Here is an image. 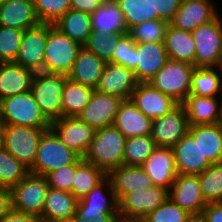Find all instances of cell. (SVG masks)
Segmentation results:
<instances>
[{
    "label": "cell",
    "instance_id": "obj_29",
    "mask_svg": "<svg viewBox=\"0 0 222 222\" xmlns=\"http://www.w3.org/2000/svg\"><path fill=\"white\" fill-rule=\"evenodd\" d=\"M32 80L28 69L14 62L0 64V101L30 90Z\"/></svg>",
    "mask_w": 222,
    "mask_h": 222
},
{
    "label": "cell",
    "instance_id": "obj_26",
    "mask_svg": "<svg viewBox=\"0 0 222 222\" xmlns=\"http://www.w3.org/2000/svg\"><path fill=\"white\" fill-rule=\"evenodd\" d=\"M78 201L71 192L49 188L40 220L70 222L76 213Z\"/></svg>",
    "mask_w": 222,
    "mask_h": 222
},
{
    "label": "cell",
    "instance_id": "obj_9",
    "mask_svg": "<svg viewBox=\"0 0 222 222\" xmlns=\"http://www.w3.org/2000/svg\"><path fill=\"white\" fill-rule=\"evenodd\" d=\"M168 198L169 190L156 185H152L149 189L127 193L118 201V217L142 220Z\"/></svg>",
    "mask_w": 222,
    "mask_h": 222
},
{
    "label": "cell",
    "instance_id": "obj_59",
    "mask_svg": "<svg viewBox=\"0 0 222 222\" xmlns=\"http://www.w3.org/2000/svg\"><path fill=\"white\" fill-rule=\"evenodd\" d=\"M219 124L221 125L222 127V107H221V116H220V121H219Z\"/></svg>",
    "mask_w": 222,
    "mask_h": 222
},
{
    "label": "cell",
    "instance_id": "obj_56",
    "mask_svg": "<svg viewBox=\"0 0 222 222\" xmlns=\"http://www.w3.org/2000/svg\"><path fill=\"white\" fill-rule=\"evenodd\" d=\"M4 128L5 124L0 119V149L4 146Z\"/></svg>",
    "mask_w": 222,
    "mask_h": 222
},
{
    "label": "cell",
    "instance_id": "obj_13",
    "mask_svg": "<svg viewBox=\"0 0 222 222\" xmlns=\"http://www.w3.org/2000/svg\"><path fill=\"white\" fill-rule=\"evenodd\" d=\"M124 99L93 90L89 103L77 116L95 130L113 126L120 104Z\"/></svg>",
    "mask_w": 222,
    "mask_h": 222
},
{
    "label": "cell",
    "instance_id": "obj_50",
    "mask_svg": "<svg viewBox=\"0 0 222 222\" xmlns=\"http://www.w3.org/2000/svg\"><path fill=\"white\" fill-rule=\"evenodd\" d=\"M27 69L32 82L44 80L55 74L45 60L38 61L29 66Z\"/></svg>",
    "mask_w": 222,
    "mask_h": 222
},
{
    "label": "cell",
    "instance_id": "obj_39",
    "mask_svg": "<svg viewBox=\"0 0 222 222\" xmlns=\"http://www.w3.org/2000/svg\"><path fill=\"white\" fill-rule=\"evenodd\" d=\"M168 24L165 20H151L131 27L128 34L135 43L164 42Z\"/></svg>",
    "mask_w": 222,
    "mask_h": 222
},
{
    "label": "cell",
    "instance_id": "obj_57",
    "mask_svg": "<svg viewBox=\"0 0 222 222\" xmlns=\"http://www.w3.org/2000/svg\"><path fill=\"white\" fill-rule=\"evenodd\" d=\"M117 222H144L143 220L139 219H118Z\"/></svg>",
    "mask_w": 222,
    "mask_h": 222
},
{
    "label": "cell",
    "instance_id": "obj_6",
    "mask_svg": "<svg viewBox=\"0 0 222 222\" xmlns=\"http://www.w3.org/2000/svg\"><path fill=\"white\" fill-rule=\"evenodd\" d=\"M47 129L49 128L5 125L3 147L30 169L34 164L41 136Z\"/></svg>",
    "mask_w": 222,
    "mask_h": 222
},
{
    "label": "cell",
    "instance_id": "obj_1",
    "mask_svg": "<svg viewBox=\"0 0 222 222\" xmlns=\"http://www.w3.org/2000/svg\"><path fill=\"white\" fill-rule=\"evenodd\" d=\"M126 137L113 125L97 129L83 159L106 175L123 165Z\"/></svg>",
    "mask_w": 222,
    "mask_h": 222
},
{
    "label": "cell",
    "instance_id": "obj_20",
    "mask_svg": "<svg viewBox=\"0 0 222 222\" xmlns=\"http://www.w3.org/2000/svg\"><path fill=\"white\" fill-rule=\"evenodd\" d=\"M152 182V185L161 186L168 190L176 179L174 151L170 147H156L146 161L141 165Z\"/></svg>",
    "mask_w": 222,
    "mask_h": 222
},
{
    "label": "cell",
    "instance_id": "obj_14",
    "mask_svg": "<svg viewBox=\"0 0 222 222\" xmlns=\"http://www.w3.org/2000/svg\"><path fill=\"white\" fill-rule=\"evenodd\" d=\"M169 198L189 214L202 213L208 202L201 191L198 175L177 174Z\"/></svg>",
    "mask_w": 222,
    "mask_h": 222
},
{
    "label": "cell",
    "instance_id": "obj_34",
    "mask_svg": "<svg viewBox=\"0 0 222 222\" xmlns=\"http://www.w3.org/2000/svg\"><path fill=\"white\" fill-rule=\"evenodd\" d=\"M93 90L67 78L62 93V117H77L89 103Z\"/></svg>",
    "mask_w": 222,
    "mask_h": 222
},
{
    "label": "cell",
    "instance_id": "obj_37",
    "mask_svg": "<svg viewBox=\"0 0 222 222\" xmlns=\"http://www.w3.org/2000/svg\"><path fill=\"white\" fill-rule=\"evenodd\" d=\"M156 147L151 135L126 138L123 165L141 166Z\"/></svg>",
    "mask_w": 222,
    "mask_h": 222
},
{
    "label": "cell",
    "instance_id": "obj_55",
    "mask_svg": "<svg viewBox=\"0 0 222 222\" xmlns=\"http://www.w3.org/2000/svg\"><path fill=\"white\" fill-rule=\"evenodd\" d=\"M186 222H208L203 213L190 214Z\"/></svg>",
    "mask_w": 222,
    "mask_h": 222
},
{
    "label": "cell",
    "instance_id": "obj_25",
    "mask_svg": "<svg viewBox=\"0 0 222 222\" xmlns=\"http://www.w3.org/2000/svg\"><path fill=\"white\" fill-rule=\"evenodd\" d=\"M218 99V97L189 95L182 103L186 110L189 126L219 123L222 97Z\"/></svg>",
    "mask_w": 222,
    "mask_h": 222
},
{
    "label": "cell",
    "instance_id": "obj_36",
    "mask_svg": "<svg viewBox=\"0 0 222 222\" xmlns=\"http://www.w3.org/2000/svg\"><path fill=\"white\" fill-rule=\"evenodd\" d=\"M29 173L27 166L18 161L4 147L0 149V188L12 189Z\"/></svg>",
    "mask_w": 222,
    "mask_h": 222
},
{
    "label": "cell",
    "instance_id": "obj_5",
    "mask_svg": "<svg viewBox=\"0 0 222 222\" xmlns=\"http://www.w3.org/2000/svg\"><path fill=\"white\" fill-rule=\"evenodd\" d=\"M49 188L46 176L29 173L11 189L12 210L41 218Z\"/></svg>",
    "mask_w": 222,
    "mask_h": 222
},
{
    "label": "cell",
    "instance_id": "obj_4",
    "mask_svg": "<svg viewBox=\"0 0 222 222\" xmlns=\"http://www.w3.org/2000/svg\"><path fill=\"white\" fill-rule=\"evenodd\" d=\"M194 68L190 63L168 59L149 83L182 104L190 94Z\"/></svg>",
    "mask_w": 222,
    "mask_h": 222
},
{
    "label": "cell",
    "instance_id": "obj_46",
    "mask_svg": "<svg viewBox=\"0 0 222 222\" xmlns=\"http://www.w3.org/2000/svg\"><path fill=\"white\" fill-rule=\"evenodd\" d=\"M189 215L186 210L168 198L142 220L144 222H186Z\"/></svg>",
    "mask_w": 222,
    "mask_h": 222
},
{
    "label": "cell",
    "instance_id": "obj_32",
    "mask_svg": "<svg viewBox=\"0 0 222 222\" xmlns=\"http://www.w3.org/2000/svg\"><path fill=\"white\" fill-rule=\"evenodd\" d=\"M218 70L216 66L195 67L191 74L189 95L218 97L220 94L222 97V72Z\"/></svg>",
    "mask_w": 222,
    "mask_h": 222
},
{
    "label": "cell",
    "instance_id": "obj_15",
    "mask_svg": "<svg viewBox=\"0 0 222 222\" xmlns=\"http://www.w3.org/2000/svg\"><path fill=\"white\" fill-rule=\"evenodd\" d=\"M130 99L151 120L170 113L179 105L171 96L163 94L150 83H138Z\"/></svg>",
    "mask_w": 222,
    "mask_h": 222
},
{
    "label": "cell",
    "instance_id": "obj_54",
    "mask_svg": "<svg viewBox=\"0 0 222 222\" xmlns=\"http://www.w3.org/2000/svg\"><path fill=\"white\" fill-rule=\"evenodd\" d=\"M12 209L11 189L0 188V220Z\"/></svg>",
    "mask_w": 222,
    "mask_h": 222
},
{
    "label": "cell",
    "instance_id": "obj_24",
    "mask_svg": "<svg viewBox=\"0 0 222 222\" xmlns=\"http://www.w3.org/2000/svg\"><path fill=\"white\" fill-rule=\"evenodd\" d=\"M114 126L126 137L151 135L152 120L145 116L131 99L123 100Z\"/></svg>",
    "mask_w": 222,
    "mask_h": 222
},
{
    "label": "cell",
    "instance_id": "obj_38",
    "mask_svg": "<svg viewBox=\"0 0 222 222\" xmlns=\"http://www.w3.org/2000/svg\"><path fill=\"white\" fill-rule=\"evenodd\" d=\"M198 177L205 200L208 203L222 202V162L212 163Z\"/></svg>",
    "mask_w": 222,
    "mask_h": 222
},
{
    "label": "cell",
    "instance_id": "obj_18",
    "mask_svg": "<svg viewBox=\"0 0 222 222\" xmlns=\"http://www.w3.org/2000/svg\"><path fill=\"white\" fill-rule=\"evenodd\" d=\"M168 60L164 42L135 43V69L139 83H149Z\"/></svg>",
    "mask_w": 222,
    "mask_h": 222
},
{
    "label": "cell",
    "instance_id": "obj_45",
    "mask_svg": "<svg viewBox=\"0 0 222 222\" xmlns=\"http://www.w3.org/2000/svg\"><path fill=\"white\" fill-rule=\"evenodd\" d=\"M71 0H33L36 15L41 23L54 24L70 10Z\"/></svg>",
    "mask_w": 222,
    "mask_h": 222
},
{
    "label": "cell",
    "instance_id": "obj_49",
    "mask_svg": "<svg viewBox=\"0 0 222 222\" xmlns=\"http://www.w3.org/2000/svg\"><path fill=\"white\" fill-rule=\"evenodd\" d=\"M75 177V163L52 171L46 175L50 188L71 192Z\"/></svg>",
    "mask_w": 222,
    "mask_h": 222
},
{
    "label": "cell",
    "instance_id": "obj_51",
    "mask_svg": "<svg viewBox=\"0 0 222 222\" xmlns=\"http://www.w3.org/2000/svg\"><path fill=\"white\" fill-rule=\"evenodd\" d=\"M106 0H71L70 9L92 14L97 10Z\"/></svg>",
    "mask_w": 222,
    "mask_h": 222
},
{
    "label": "cell",
    "instance_id": "obj_47",
    "mask_svg": "<svg viewBox=\"0 0 222 222\" xmlns=\"http://www.w3.org/2000/svg\"><path fill=\"white\" fill-rule=\"evenodd\" d=\"M108 62L135 69V42L128 33L120 35L119 45Z\"/></svg>",
    "mask_w": 222,
    "mask_h": 222
},
{
    "label": "cell",
    "instance_id": "obj_31",
    "mask_svg": "<svg viewBox=\"0 0 222 222\" xmlns=\"http://www.w3.org/2000/svg\"><path fill=\"white\" fill-rule=\"evenodd\" d=\"M188 132L198 140L203 155L211 163L222 162V127L219 123L189 126Z\"/></svg>",
    "mask_w": 222,
    "mask_h": 222
},
{
    "label": "cell",
    "instance_id": "obj_7",
    "mask_svg": "<svg viewBox=\"0 0 222 222\" xmlns=\"http://www.w3.org/2000/svg\"><path fill=\"white\" fill-rule=\"evenodd\" d=\"M82 45L64 35L53 24L48 23L44 60L54 73L68 76Z\"/></svg>",
    "mask_w": 222,
    "mask_h": 222
},
{
    "label": "cell",
    "instance_id": "obj_53",
    "mask_svg": "<svg viewBox=\"0 0 222 222\" xmlns=\"http://www.w3.org/2000/svg\"><path fill=\"white\" fill-rule=\"evenodd\" d=\"M40 220L39 217L17 212L15 210H10L1 220L0 222H38Z\"/></svg>",
    "mask_w": 222,
    "mask_h": 222
},
{
    "label": "cell",
    "instance_id": "obj_40",
    "mask_svg": "<svg viewBox=\"0 0 222 222\" xmlns=\"http://www.w3.org/2000/svg\"><path fill=\"white\" fill-rule=\"evenodd\" d=\"M119 42L120 35H104L101 30H91L90 36L83 46L97 57L108 62Z\"/></svg>",
    "mask_w": 222,
    "mask_h": 222
},
{
    "label": "cell",
    "instance_id": "obj_23",
    "mask_svg": "<svg viewBox=\"0 0 222 222\" xmlns=\"http://www.w3.org/2000/svg\"><path fill=\"white\" fill-rule=\"evenodd\" d=\"M47 38L48 23H40L24 30L20 49L14 63L28 68L36 62L44 60Z\"/></svg>",
    "mask_w": 222,
    "mask_h": 222
},
{
    "label": "cell",
    "instance_id": "obj_11",
    "mask_svg": "<svg viewBox=\"0 0 222 222\" xmlns=\"http://www.w3.org/2000/svg\"><path fill=\"white\" fill-rule=\"evenodd\" d=\"M68 76L54 74L38 82H32L30 91L41 112L50 121L62 117V93Z\"/></svg>",
    "mask_w": 222,
    "mask_h": 222
},
{
    "label": "cell",
    "instance_id": "obj_22",
    "mask_svg": "<svg viewBox=\"0 0 222 222\" xmlns=\"http://www.w3.org/2000/svg\"><path fill=\"white\" fill-rule=\"evenodd\" d=\"M40 23L33 0H8L0 3V26L26 30Z\"/></svg>",
    "mask_w": 222,
    "mask_h": 222
},
{
    "label": "cell",
    "instance_id": "obj_48",
    "mask_svg": "<svg viewBox=\"0 0 222 222\" xmlns=\"http://www.w3.org/2000/svg\"><path fill=\"white\" fill-rule=\"evenodd\" d=\"M150 21L165 20L170 23L178 11L182 0H149Z\"/></svg>",
    "mask_w": 222,
    "mask_h": 222
},
{
    "label": "cell",
    "instance_id": "obj_44",
    "mask_svg": "<svg viewBox=\"0 0 222 222\" xmlns=\"http://www.w3.org/2000/svg\"><path fill=\"white\" fill-rule=\"evenodd\" d=\"M24 30L0 26V63L15 62Z\"/></svg>",
    "mask_w": 222,
    "mask_h": 222
},
{
    "label": "cell",
    "instance_id": "obj_43",
    "mask_svg": "<svg viewBox=\"0 0 222 222\" xmlns=\"http://www.w3.org/2000/svg\"><path fill=\"white\" fill-rule=\"evenodd\" d=\"M118 219V208L90 207L80 199L70 222H117Z\"/></svg>",
    "mask_w": 222,
    "mask_h": 222
},
{
    "label": "cell",
    "instance_id": "obj_58",
    "mask_svg": "<svg viewBox=\"0 0 222 222\" xmlns=\"http://www.w3.org/2000/svg\"><path fill=\"white\" fill-rule=\"evenodd\" d=\"M216 67L222 72V50L220 52V57H219Z\"/></svg>",
    "mask_w": 222,
    "mask_h": 222
},
{
    "label": "cell",
    "instance_id": "obj_27",
    "mask_svg": "<svg viewBox=\"0 0 222 222\" xmlns=\"http://www.w3.org/2000/svg\"><path fill=\"white\" fill-rule=\"evenodd\" d=\"M106 61L97 57L84 46L78 52L68 78L73 82L96 88L104 71Z\"/></svg>",
    "mask_w": 222,
    "mask_h": 222
},
{
    "label": "cell",
    "instance_id": "obj_19",
    "mask_svg": "<svg viewBox=\"0 0 222 222\" xmlns=\"http://www.w3.org/2000/svg\"><path fill=\"white\" fill-rule=\"evenodd\" d=\"M211 0H182L170 24L181 30L193 31L196 27L215 19L219 12Z\"/></svg>",
    "mask_w": 222,
    "mask_h": 222
},
{
    "label": "cell",
    "instance_id": "obj_10",
    "mask_svg": "<svg viewBox=\"0 0 222 222\" xmlns=\"http://www.w3.org/2000/svg\"><path fill=\"white\" fill-rule=\"evenodd\" d=\"M50 128L61 142L80 158L86 154L96 130L78 117H61L51 122Z\"/></svg>",
    "mask_w": 222,
    "mask_h": 222
},
{
    "label": "cell",
    "instance_id": "obj_42",
    "mask_svg": "<svg viewBox=\"0 0 222 222\" xmlns=\"http://www.w3.org/2000/svg\"><path fill=\"white\" fill-rule=\"evenodd\" d=\"M108 193L104 192V189ZM108 188V189H107ZM87 206L96 208H118V200L112 190L111 181L106 176L85 197L81 199Z\"/></svg>",
    "mask_w": 222,
    "mask_h": 222
},
{
    "label": "cell",
    "instance_id": "obj_2",
    "mask_svg": "<svg viewBox=\"0 0 222 222\" xmlns=\"http://www.w3.org/2000/svg\"><path fill=\"white\" fill-rule=\"evenodd\" d=\"M0 119L5 125L50 128L51 122L41 112L31 91L0 101Z\"/></svg>",
    "mask_w": 222,
    "mask_h": 222
},
{
    "label": "cell",
    "instance_id": "obj_3",
    "mask_svg": "<svg viewBox=\"0 0 222 222\" xmlns=\"http://www.w3.org/2000/svg\"><path fill=\"white\" fill-rule=\"evenodd\" d=\"M80 157L67 148L51 129L44 131L37 149L36 158L29 172L46 176L48 173L74 164Z\"/></svg>",
    "mask_w": 222,
    "mask_h": 222
},
{
    "label": "cell",
    "instance_id": "obj_16",
    "mask_svg": "<svg viewBox=\"0 0 222 222\" xmlns=\"http://www.w3.org/2000/svg\"><path fill=\"white\" fill-rule=\"evenodd\" d=\"M138 83L132 69L107 62L95 90L126 100L131 98Z\"/></svg>",
    "mask_w": 222,
    "mask_h": 222
},
{
    "label": "cell",
    "instance_id": "obj_8",
    "mask_svg": "<svg viewBox=\"0 0 222 222\" xmlns=\"http://www.w3.org/2000/svg\"><path fill=\"white\" fill-rule=\"evenodd\" d=\"M196 44L195 67L216 66L222 50V17L196 27L192 31Z\"/></svg>",
    "mask_w": 222,
    "mask_h": 222
},
{
    "label": "cell",
    "instance_id": "obj_28",
    "mask_svg": "<svg viewBox=\"0 0 222 222\" xmlns=\"http://www.w3.org/2000/svg\"><path fill=\"white\" fill-rule=\"evenodd\" d=\"M164 46L168 59L195 66L196 44L191 31L177 29L169 23L165 32Z\"/></svg>",
    "mask_w": 222,
    "mask_h": 222
},
{
    "label": "cell",
    "instance_id": "obj_17",
    "mask_svg": "<svg viewBox=\"0 0 222 222\" xmlns=\"http://www.w3.org/2000/svg\"><path fill=\"white\" fill-rule=\"evenodd\" d=\"M172 149L178 174L199 175L212 164L189 132Z\"/></svg>",
    "mask_w": 222,
    "mask_h": 222
},
{
    "label": "cell",
    "instance_id": "obj_21",
    "mask_svg": "<svg viewBox=\"0 0 222 222\" xmlns=\"http://www.w3.org/2000/svg\"><path fill=\"white\" fill-rule=\"evenodd\" d=\"M112 190L119 201L125 194L152 186L149 175L141 166L120 165L107 174Z\"/></svg>",
    "mask_w": 222,
    "mask_h": 222
},
{
    "label": "cell",
    "instance_id": "obj_41",
    "mask_svg": "<svg viewBox=\"0 0 222 222\" xmlns=\"http://www.w3.org/2000/svg\"><path fill=\"white\" fill-rule=\"evenodd\" d=\"M115 2L123 14L127 30L135 25L150 21L149 0H115Z\"/></svg>",
    "mask_w": 222,
    "mask_h": 222
},
{
    "label": "cell",
    "instance_id": "obj_30",
    "mask_svg": "<svg viewBox=\"0 0 222 222\" xmlns=\"http://www.w3.org/2000/svg\"><path fill=\"white\" fill-rule=\"evenodd\" d=\"M91 29L107 34L128 33L123 14L115 0H106L91 14Z\"/></svg>",
    "mask_w": 222,
    "mask_h": 222
},
{
    "label": "cell",
    "instance_id": "obj_12",
    "mask_svg": "<svg viewBox=\"0 0 222 222\" xmlns=\"http://www.w3.org/2000/svg\"><path fill=\"white\" fill-rule=\"evenodd\" d=\"M189 129L185 107L179 104L170 113L152 120L151 137L158 147L176 145Z\"/></svg>",
    "mask_w": 222,
    "mask_h": 222
},
{
    "label": "cell",
    "instance_id": "obj_33",
    "mask_svg": "<svg viewBox=\"0 0 222 222\" xmlns=\"http://www.w3.org/2000/svg\"><path fill=\"white\" fill-rule=\"evenodd\" d=\"M64 35L78 42L82 46L88 40L91 33V15L88 13L69 10L54 24Z\"/></svg>",
    "mask_w": 222,
    "mask_h": 222
},
{
    "label": "cell",
    "instance_id": "obj_35",
    "mask_svg": "<svg viewBox=\"0 0 222 222\" xmlns=\"http://www.w3.org/2000/svg\"><path fill=\"white\" fill-rule=\"evenodd\" d=\"M107 175L92 163L79 158L75 162V177L71 193L78 199L85 197Z\"/></svg>",
    "mask_w": 222,
    "mask_h": 222
},
{
    "label": "cell",
    "instance_id": "obj_52",
    "mask_svg": "<svg viewBox=\"0 0 222 222\" xmlns=\"http://www.w3.org/2000/svg\"><path fill=\"white\" fill-rule=\"evenodd\" d=\"M202 213L208 222H222V202L208 203Z\"/></svg>",
    "mask_w": 222,
    "mask_h": 222
}]
</instances>
